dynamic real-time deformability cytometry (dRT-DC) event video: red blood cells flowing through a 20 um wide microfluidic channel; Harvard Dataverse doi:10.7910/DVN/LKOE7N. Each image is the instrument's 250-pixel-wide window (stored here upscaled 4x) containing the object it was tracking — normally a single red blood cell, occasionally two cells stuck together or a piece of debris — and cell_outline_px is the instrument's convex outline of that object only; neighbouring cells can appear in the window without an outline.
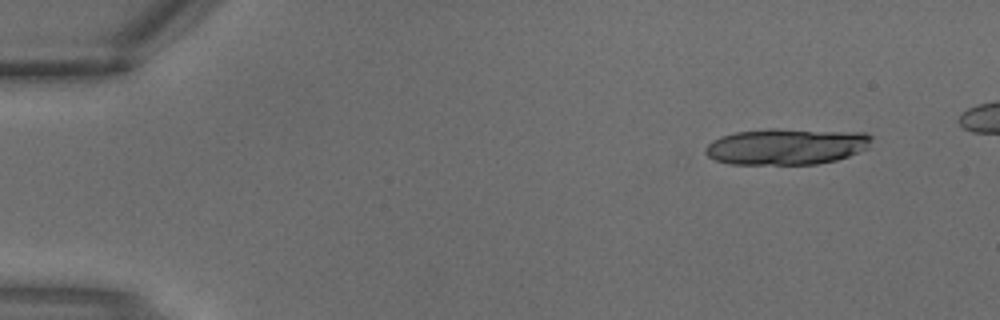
{"species": "common noctule bat (a hibernating species)", "species_latin": "Nyctalus noctula", "temperature_condition": "warm", "stored_images_in_passage": 4, "camera_frame_rate_fps": 3000, "um_per_image_px": 0.085, "animal": {"sex": "male", "body_mass_g": 18.8}, "frame": {"image": 1, "passage_image": 1, "time_ms": 0.0, "image_size_px": [1000, 320], "cell_outline_px": [[872, 136], [868, 148], [848, 156], [836, 160], [816, 164], [728, 164], [716, 160], [708, 156], [704, 152], [704, 148], [712, 140], [720, 136], [736, 132], [768, 128], [776, 128], [864, 132]], "centroid_in_image_um": [66.83, 12.44], "position_along_channel_um": 18.2, "area_um2": 35.43}}
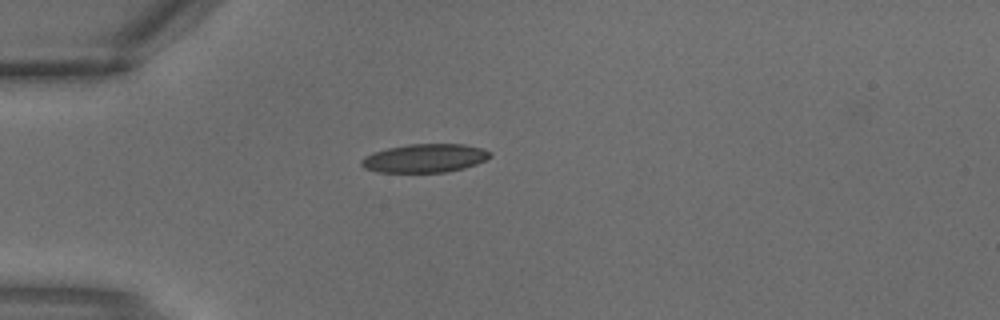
{"frame": {"image": 2, "passage_image": 4, "time_ms": 1.0, "image_size_px": [1000, 320], "cell_outline_px": [[492, 156], [476, 164], [464, 168], [444, 172], [376, 172], [364, 168], [360, 164], [360, 160], [364, 156], [372, 152], [388, 148], [408, 144], [464, 144], [484, 148], [492, 152]], "centroid_in_image_um": [36.1, 13.44], "position_along_channel_um": 48.9, "area_um2": 21.56}}